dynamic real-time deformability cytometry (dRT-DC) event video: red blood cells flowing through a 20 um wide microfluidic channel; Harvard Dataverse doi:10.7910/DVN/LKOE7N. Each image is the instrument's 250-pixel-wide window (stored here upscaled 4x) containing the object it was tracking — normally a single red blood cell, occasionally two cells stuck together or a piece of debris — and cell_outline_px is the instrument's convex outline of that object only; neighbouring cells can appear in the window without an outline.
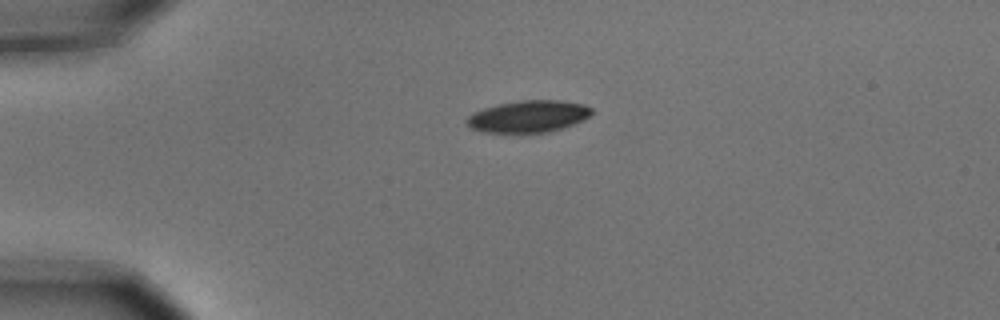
{"species": "common noctule bat (a hibernating species)", "species_latin": "Nyctalus noctula", "temperature_condition": "cold", "stored_images_in_passage": 2, "camera_frame_rate_fps": 3000, "um_per_image_px": 0.085, "animal": {"sex": "male", "body_mass_g": 15.6}, "frame": {"image": 1, "passage_image": 2, "time_ms": 0.333, "image_size_px": [1000, 320], "cell_outline_px": [[592, 112], [584, 120], [548, 132], [484, 132], [472, 128], [464, 120], [472, 112], [496, 104], [520, 100], [564, 100], [584, 104], [592, 108]], "centroid_in_image_um": [44.9, 9.87], "position_along_channel_um": 40.1, "area_um2": 23.18}}